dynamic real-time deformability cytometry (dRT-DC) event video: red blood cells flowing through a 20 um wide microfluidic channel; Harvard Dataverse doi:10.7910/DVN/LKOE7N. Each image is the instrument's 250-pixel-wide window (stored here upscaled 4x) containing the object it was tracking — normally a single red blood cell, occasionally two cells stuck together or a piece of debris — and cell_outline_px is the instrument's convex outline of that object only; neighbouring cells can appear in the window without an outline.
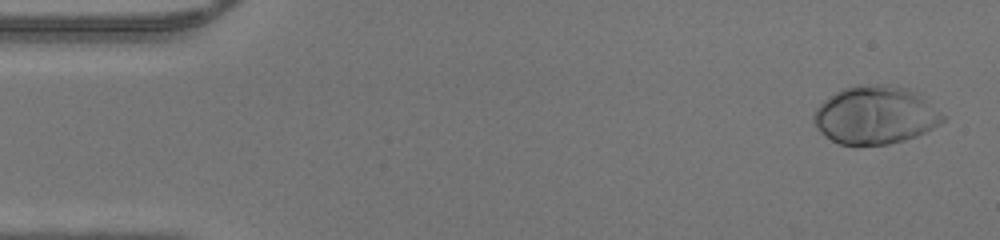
{"species": "human", "species_latin": "Homo sapiens", "temperature_condition": "warm", "stored_images_in_passage": 14, "camera_frame_rate_fps": 3000, "um_per_image_px": 0.085, "donor": {"sex": "male"}, "frame": {"image": 1, "passage_image": 1, "time_ms": 0.0, "image_size_px": [1000, 240], "cell_outline_px": [[944, 120], [940, 124], [916, 136], [904, 140], [888, 144], [856, 148], [840, 144], [824, 136], [820, 132], [812, 120], [812, 116], [816, 108], [828, 96], [844, 88], [856, 84], [888, 84], [908, 88], [920, 92], [944, 116]], "centroid_in_image_um": [74.38, 9.79], "position_along_channel_um": 10.6, "area_um2": 44.56}}
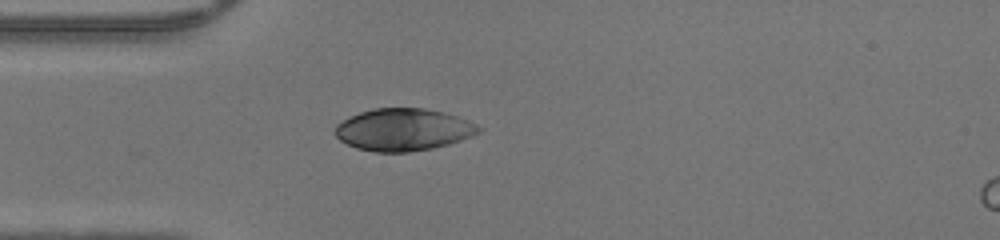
{"frame": {"image": 2, "passage_image": 12, "time_ms": 3.667, "image_size_px": [1000, 240], "cell_outline_px": [[484, 128], [480, 132], [472, 136], [448, 144], [432, 148], [408, 152], [372, 152], [356, 148], [340, 140], [332, 132], [336, 124], [360, 112], [372, 108], [424, 108], [444, 112], [468, 120]], "centroid_in_image_um": [34.27, 11.02], "position_along_channel_um": 50.7, "area_um2": 35.43}}